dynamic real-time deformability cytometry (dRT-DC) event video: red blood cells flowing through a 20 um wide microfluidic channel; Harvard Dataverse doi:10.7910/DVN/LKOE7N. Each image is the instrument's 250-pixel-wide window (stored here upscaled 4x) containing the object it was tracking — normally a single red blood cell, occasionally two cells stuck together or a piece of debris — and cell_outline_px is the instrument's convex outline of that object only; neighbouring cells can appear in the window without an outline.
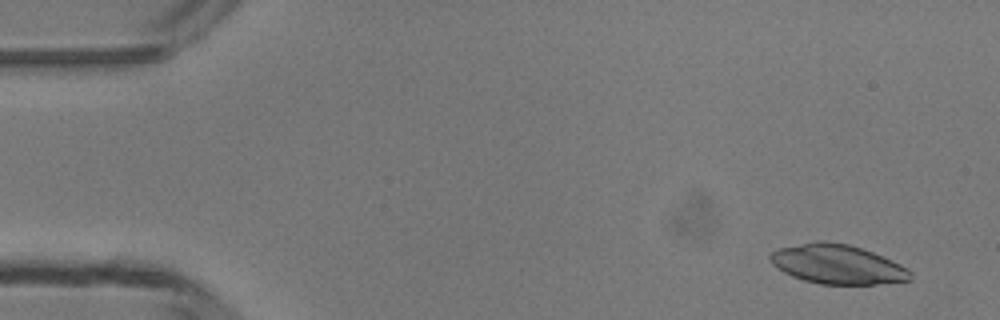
{"species": "common noctule bat (a hibernating species)", "species_latin": "Nyctalus noctula", "temperature_condition": "room temperature", "stored_images_in_passage": 5, "camera_frame_rate_fps": 3000, "um_per_image_px": 0.085, "animal": {"sex": "male", "body_mass_g": 13.3}, "frame": {"image": 1, "passage_image": 1, "time_ms": 0.0, "image_size_px": [1000, 320], "cell_outline_px": [[912, 280], [876, 284], [820, 284], [804, 280], [792, 276], [776, 268], [772, 264], [768, 256], [772, 252], [780, 248], [816, 240], [824, 240], [848, 244], [872, 252], [892, 260], [908, 268], [912, 272]], "centroid_in_image_um": [71.18, 22.46], "position_along_channel_um": 13.8, "area_um2": 32.19}}